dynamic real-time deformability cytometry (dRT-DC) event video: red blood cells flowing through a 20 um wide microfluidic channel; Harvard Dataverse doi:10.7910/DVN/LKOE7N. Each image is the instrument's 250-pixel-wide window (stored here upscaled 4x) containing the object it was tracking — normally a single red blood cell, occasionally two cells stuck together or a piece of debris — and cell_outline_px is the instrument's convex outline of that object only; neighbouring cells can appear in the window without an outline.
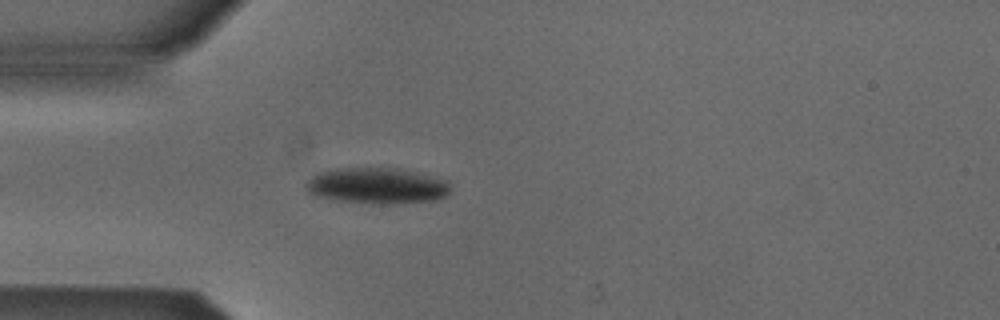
{"species": "Egyptian fruit bat (a non-hibernating species)", "species_latin": "Rousettus aegyptiacus", "temperature_condition": "cold", "stored_images_in_passage": 30, "camera_frame_rate_fps": 3000, "um_per_image_px": 0.085, "animal": {"sex": "male"}, "frame": {"image": 1, "passage_image": 5, "time_ms": 1.333, "image_size_px": [1000, 320], "cell_outline_px": [[448, 196], [440, 200], [392, 204], [372, 204], [332, 200], [316, 196], [308, 192], [304, 184], [312, 176], [320, 172], [336, 168], [396, 168], [448, 180]], "centroid_in_image_um": [32.03, 15.81], "position_along_channel_um": 53.0, "area_um2": 30.58}}
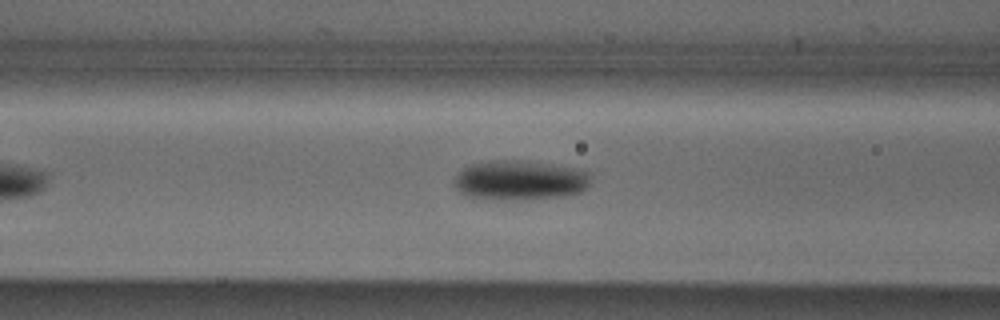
{"frame": {"image": 2, "passage_image": 11, "time_ms": 3.333, "image_size_px": [1000, 320], "cell_outline_px": [[588, 184], [580, 192], [564, 196], [516, 200], [484, 200], [468, 196], [460, 192], [456, 188], [456, 176], [464, 168], [472, 164], [496, 160], [516, 160], [572, 168], [588, 172]], "centroid_in_image_um": [44.13, 15.35], "position_along_channel_um": 122.5, "area_um2": 31.04}}
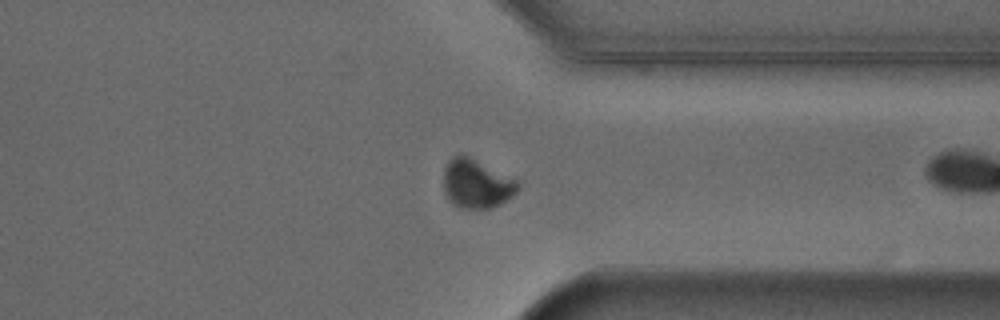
{"frame": {"image": 3, "passage_image": 27, "time_ms": 8.667, "image_size_px": [1000, 320], "cell_outline_px": [[520, 188], [512, 196], [500, 204], [492, 208], [460, 208], [452, 204], [448, 200], [444, 192], [444, 168], [448, 160], [452, 156], [468, 156], [520, 180]], "centroid_in_image_um": [40.52, 15.63], "position_along_channel_um": 370.9, "area_um2": 21.39}}